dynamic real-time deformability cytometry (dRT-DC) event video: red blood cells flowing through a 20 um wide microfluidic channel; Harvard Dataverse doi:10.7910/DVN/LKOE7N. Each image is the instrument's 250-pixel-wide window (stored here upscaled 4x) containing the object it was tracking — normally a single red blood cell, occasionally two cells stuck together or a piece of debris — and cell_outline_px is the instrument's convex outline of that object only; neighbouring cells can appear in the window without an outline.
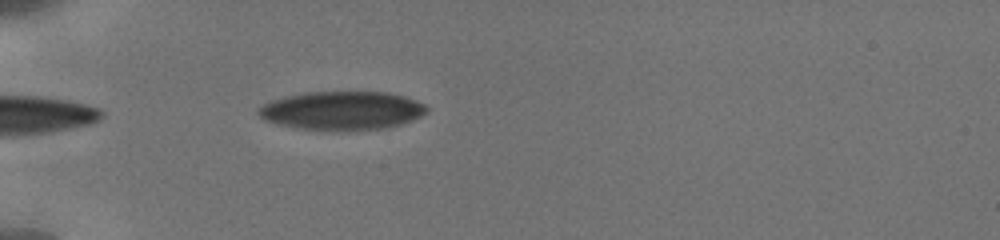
{"species": "human", "species_latin": "Homo sapiens", "temperature_condition": "cold", "stored_images_in_passage": 3, "camera_frame_rate_fps": 3000, "um_per_image_px": 0.085, "donor": {"sex": "male"}, "frame": {"image": 1, "passage_image": 2, "time_ms": 0.333, "image_size_px": [1000, 240], "cell_outline_px": [[428, 112], [412, 120], [388, 128], [296, 128], [276, 124], [264, 120], [256, 112], [264, 104], [272, 100], [288, 96], [308, 92], [384, 92], [404, 96], [416, 100], [424, 104], [428, 108]], "centroid_in_image_um": [29.08, 9.37], "position_along_channel_um": 55.9, "area_um2": 36.88}}